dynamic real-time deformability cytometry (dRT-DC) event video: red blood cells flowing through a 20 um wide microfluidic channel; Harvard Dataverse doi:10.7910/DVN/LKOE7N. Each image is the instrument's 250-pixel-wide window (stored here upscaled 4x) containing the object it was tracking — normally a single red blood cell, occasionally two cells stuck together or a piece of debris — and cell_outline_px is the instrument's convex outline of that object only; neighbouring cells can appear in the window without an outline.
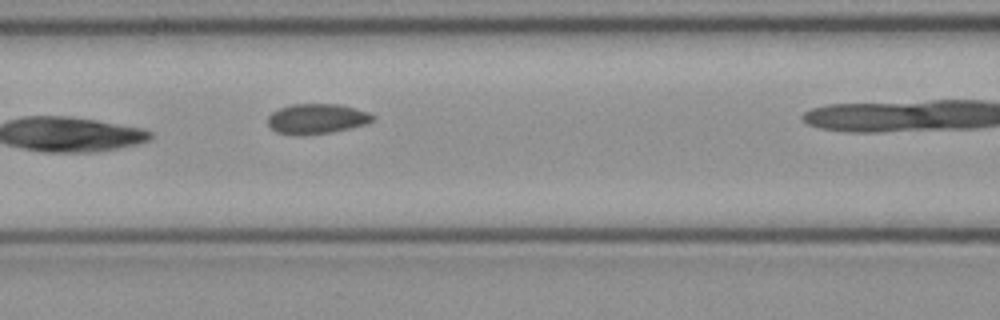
{"species": "common noctule bat (a hibernating species)", "species_latin": "Nyctalus noctula", "temperature_condition": "cold", "stored_images_in_passage": 7, "camera_frame_rate_fps": 3000, "um_per_image_px": 0.085, "animal": {"sex": "female", "body_mass_g": 21.9}, "frame": {"image": 1, "passage_image": 4, "time_ms": 1.0, "image_size_px": [1000, 320], "cell_outline_px": [[376, 120], [368, 124], [332, 132], [304, 136], [292, 136], [276, 132], [268, 124], [268, 116], [272, 112], [280, 108], [292, 104], [340, 104], [368, 112], [376, 116]], "centroid_in_image_um": [26.95, 10.11], "position_along_channel_um": 139.7, "area_um2": 18.79}}